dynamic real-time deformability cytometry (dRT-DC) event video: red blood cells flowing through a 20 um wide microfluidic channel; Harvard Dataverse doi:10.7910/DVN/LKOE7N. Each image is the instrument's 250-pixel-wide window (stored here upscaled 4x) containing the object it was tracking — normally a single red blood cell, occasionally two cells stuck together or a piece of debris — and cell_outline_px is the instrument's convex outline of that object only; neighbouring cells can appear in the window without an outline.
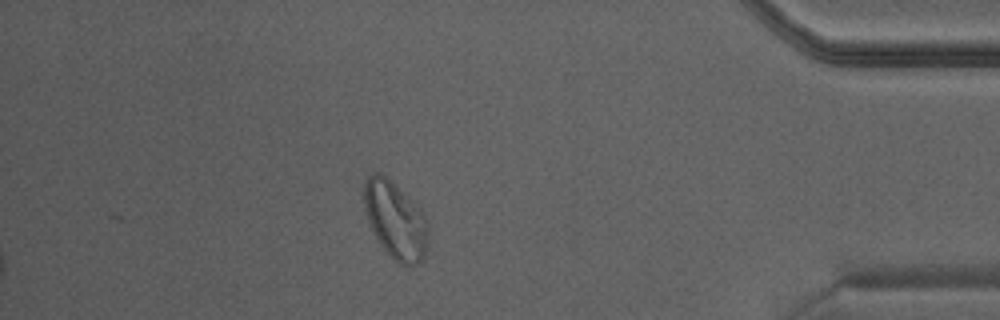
{"species": "Egyptian fruit bat (a non-hibernating species)", "species_latin": "Rousettus aegyptiacus", "temperature_condition": "warm", "stored_images_in_passage": 24, "camera_frame_rate_fps": 3000, "um_per_image_px": 0.085, "animal": {"sex": "male"}, "frame": {"image": 1, "passage_image": 24, "time_ms": 7.667, "image_size_px": [1000, 320], "cell_outline_px": [[428, 244], [424, 256], [416, 264], [400, 264], [388, 256], [380, 244], [368, 220], [364, 204], [364, 180], [372, 172], [380, 172], [416, 204], [424, 212], [428, 220]], "centroid_in_image_um": [33.62, 18.72], "position_along_channel_um": 401.6, "area_um2": 28.73}}